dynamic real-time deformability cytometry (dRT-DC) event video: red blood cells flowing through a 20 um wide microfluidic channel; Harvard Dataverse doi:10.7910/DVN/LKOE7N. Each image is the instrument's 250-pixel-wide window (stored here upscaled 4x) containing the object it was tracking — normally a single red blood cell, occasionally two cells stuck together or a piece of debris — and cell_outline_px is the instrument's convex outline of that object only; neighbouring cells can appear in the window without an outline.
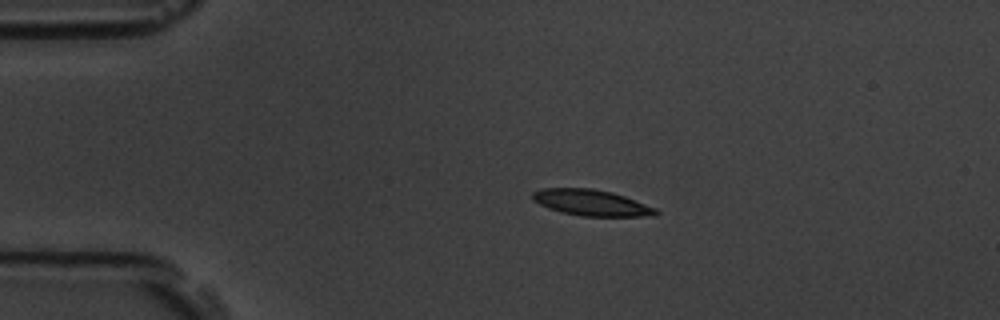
{"species": "common noctule bat (a hibernating species)", "species_latin": "Nyctalus noctula", "temperature_condition": "room temperature", "stored_images_in_passage": 4, "camera_frame_rate_fps": 3000, "um_per_image_px": 0.085, "animal": {"sex": "male", "body_mass_g": 19.5, "forearm_length_mm": 54.6}, "frame": {"image": 1, "passage_image": 3, "time_ms": 2.333, "image_size_px": [1000, 320], "cell_outline_px": [[660, 212], [656, 216], [580, 216], [560, 212], [548, 208], [532, 200], [532, 192], [544, 188], [592, 188], [612, 192], [624, 196], [656, 208]], "centroid_in_image_um": [50.26, 17.23], "position_along_channel_um": 34.7, "area_um2": 18.79}}